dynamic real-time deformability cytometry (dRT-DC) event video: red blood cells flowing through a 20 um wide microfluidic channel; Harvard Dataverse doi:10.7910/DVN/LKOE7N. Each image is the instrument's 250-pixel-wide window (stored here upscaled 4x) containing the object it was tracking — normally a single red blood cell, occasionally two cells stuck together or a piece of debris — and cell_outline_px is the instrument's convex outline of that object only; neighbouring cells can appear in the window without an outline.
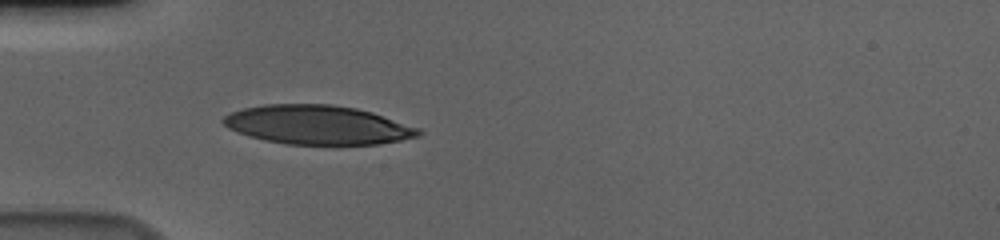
{"species": "human", "species_latin": "Homo sapiens", "temperature_condition": "cold", "stored_images_in_passage": 40, "camera_frame_rate_fps": 3000, "um_per_image_px": 0.085, "donor": {"sex": "male"}, "frame": {"image": 1, "passage_image": 1, "time_ms": 0.0, "image_size_px": [1000, 240], "cell_outline_px": [[424, 132], [420, 136], [380, 144], [288, 144], [264, 140], [248, 136], [236, 132], [228, 128], [220, 120], [224, 116], [232, 112], [244, 108], [264, 104], [332, 104], [356, 108], [372, 112], [420, 128]], "centroid_in_image_um": [27.0, 10.61], "position_along_channel_um": 58.0, "area_um2": 44.51}}
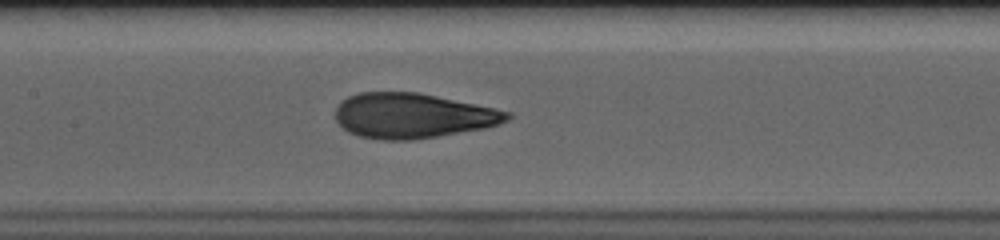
{"frame": {"image": 2, "passage_image": 11, "time_ms": 3.333, "image_size_px": [1000, 240], "cell_outline_px": [[512, 116], [508, 120], [500, 124], [484, 128], [412, 140], [384, 140], [360, 136], [348, 132], [336, 120], [336, 108], [340, 100], [348, 96], [360, 92], [420, 92], [496, 108], [512, 112]], "centroid_in_image_um": [35.09, 9.82], "position_along_channel_um": 172.3, "area_um2": 45.2}}
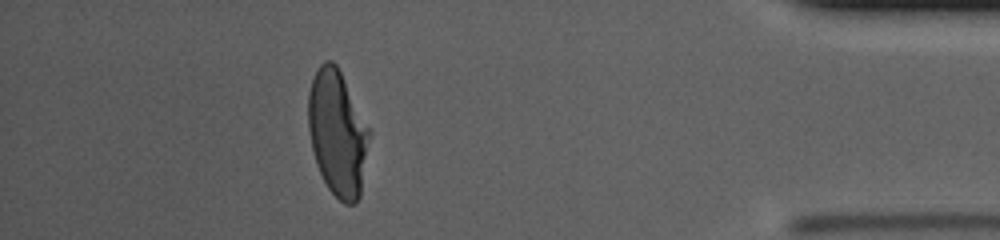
{"frame": {"image": 3, "passage_image": 34, "time_ms": 11.0, "image_size_px": [1000, 240], "cell_outline_px": [[372, 132], [360, 196], [356, 204], [344, 204], [328, 188], [316, 164], [312, 148], [308, 128], [308, 92], [316, 68], [324, 60], [332, 60], [336, 64]], "centroid_in_image_um": [28.7, 11.31], "position_along_channel_um": 406.5, "area_um2": 45.03}, "authors_computed_cell_mechanics": {"area_um2": 45.2285, "velocity_mm_per_s": 3.6356, "shape_relaxation_time_tau1_ms": 5.9914, "shape_relaxation_time_tau2_ms": 0.7377, "deformation_change_tau1": 0.2308, "deformation_change_tau2": 0.0654}}